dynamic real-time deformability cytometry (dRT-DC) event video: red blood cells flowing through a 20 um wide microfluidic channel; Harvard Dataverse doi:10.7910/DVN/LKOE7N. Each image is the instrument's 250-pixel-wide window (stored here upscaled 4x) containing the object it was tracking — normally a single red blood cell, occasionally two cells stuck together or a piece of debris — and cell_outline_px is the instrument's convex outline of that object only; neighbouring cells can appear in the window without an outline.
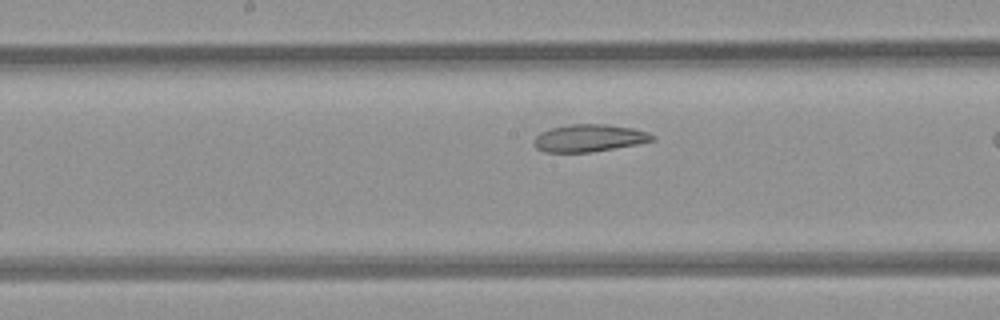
{"species": "common noctule bat (a hibernating species)", "species_latin": "Nyctalus noctula", "temperature_condition": "room temperature", "stored_images_in_passage": 8, "camera_frame_rate_fps": 3000, "um_per_image_px": 0.085, "animal": {"sex": "female", "body_mass_g": 21.9}, "frame": {"image": 1, "passage_image": 7, "time_ms": 2.0, "image_size_px": [1000, 320], "cell_outline_px": [[656, 140], [636, 144], [588, 152], [544, 152], [536, 148], [536, 136], [540, 132], [552, 128], [568, 124], [608, 124], [632, 128], [648, 132], [656, 136]], "centroid_in_image_um": [50.11, 11.72], "position_along_channel_um": 198.1, "area_um2": 18.67}}